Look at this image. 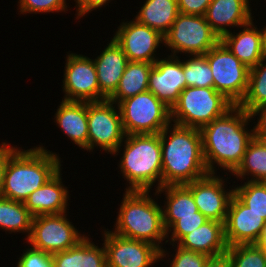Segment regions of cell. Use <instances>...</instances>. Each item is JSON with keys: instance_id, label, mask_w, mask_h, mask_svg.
I'll return each mask as SVG.
<instances>
[{"instance_id": "1", "label": "cell", "mask_w": 266, "mask_h": 267, "mask_svg": "<svg viewBox=\"0 0 266 267\" xmlns=\"http://www.w3.org/2000/svg\"><path fill=\"white\" fill-rule=\"evenodd\" d=\"M250 122H253L250 114L234 105L200 129L203 157L209 173L223 169L232 174L237 169L254 138V129L247 127Z\"/></svg>"}, {"instance_id": "2", "label": "cell", "mask_w": 266, "mask_h": 267, "mask_svg": "<svg viewBox=\"0 0 266 267\" xmlns=\"http://www.w3.org/2000/svg\"><path fill=\"white\" fill-rule=\"evenodd\" d=\"M160 144L162 187L187 184L209 173L199 129L170 123L160 132Z\"/></svg>"}, {"instance_id": "3", "label": "cell", "mask_w": 266, "mask_h": 267, "mask_svg": "<svg viewBox=\"0 0 266 267\" xmlns=\"http://www.w3.org/2000/svg\"><path fill=\"white\" fill-rule=\"evenodd\" d=\"M61 162L59 153L40 144L28 150L16 147L9 154L0 196L24 202L61 169Z\"/></svg>"}, {"instance_id": "4", "label": "cell", "mask_w": 266, "mask_h": 267, "mask_svg": "<svg viewBox=\"0 0 266 267\" xmlns=\"http://www.w3.org/2000/svg\"><path fill=\"white\" fill-rule=\"evenodd\" d=\"M120 151L122 157L118 168L126 183H129L126 191H150L152 187L155 190L162 187L160 133L126 135L114 152V157Z\"/></svg>"}, {"instance_id": "5", "label": "cell", "mask_w": 266, "mask_h": 267, "mask_svg": "<svg viewBox=\"0 0 266 267\" xmlns=\"http://www.w3.org/2000/svg\"><path fill=\"white\" fill-rule=\"evenodd\" d=\"M123 195L111 232L127 239L149 242L160 250L165 248L162 241L167 239V231L162 205L152 198L150 191H125Z\"/></svg>"}, {"instance_id": "6", "label": "cell", "mask_w": 266, "mask_h": 267, "mask_svg": "<svg viewBox=\"0 0 266 267\" xmlns=\"http://www.w3.org/2000/svg\"><path fill=\"white\" fill-rule=\"evenodd\" d=\"M233 106L214 88L186 87L171 109V123L200 130Z\"/></svg>"}, {"instance_id": "7", "label": "cell", "mask_w": 266, "mask_h": 267, "mask_svg": "<svg viewBox=\"0 0 266 267\" xmlns=\"http://www.w3.org/2000/svg\"><path fill=\"white\" fill-rule=\"evenodd\" d=\"M118 106L126 135L159 134L171 123V109L148 90Z\"/></svg>"}, {"instance_id": "8", "label": "cell", "mask_w": 266, "mask_h": 267, "mask_svg": "<svg viewBox=\"0 0 266 267\" xmlns=\"http://www.w3.org/2000/svg\"><path fill=\"white\" fill-rule=\"evenodd\" d=\"M220 37L211 29L205 16L179 13L169 31L164 35V46L170 55H204Z\"/></svg>"}, {"instance_id": "9", "label": "cell", "mask_w": 266, "mask_h": 267, "mask_svg": "<svg viewBox=\"0 0 266 267\" xmlns=\"http://www.w3.org/2000/svg\"><path fill=\"white\" fill-rule=\"evenodd\" d=\"M204 56L212 71L213 88L234 105H239L248 89L250 69L221 41Z\"/></svg>"}, {"instance_id": "10", "label": "cell", "mask_w": 266, "mask_h": 267, "mask_svg": "<svg viewBox=\"0 0 266 267\" xmlns=\"http://www.w3.org/2000/svg\"><path fill=\"white\" fill-rule=\"evenodd\" d=\"M87 121L88 151L99 147L113 155L126 137L119 106L109 100L87 102Z\"/></svg>"}, {"instance_id": "11", "label": "cell", "mask_w": 266, "mask_h": 267, "mask_svg": "<svg viewBox=\"0 0 266 267\" xmlns=\"http://www.w3.org/2000/svg\"><path fill=\"white\" fill-rule=\"evenodd\" d=\"M67 214L66 212L33 217L26 243L51 255L76 246L86 236L74 227Z\"/></svg>"}, {"instance_id": "12", "label": "cell", "mask_w": 266, "mask_h": 267, "mask_svg": "<svg viewBox=\"0 0 266 267\" xmlns=\"http://www.w3.org/2000/svg\"><path fill=\"white\" fill-rule=\"evenodd\" d=\"M65 59L63 100L100 102V87L94 60L69 51Z\"/></svg>"}, {"instance_id": "13", "label": "cell", "mask_w": 266, "mask_h": 267, "mask_svg": "<svg viewBox=\"0 0 266 267\" xmlns=\"http://www.w3.org/2000/svg\"><path fill=\"white\" fill-rule=\"evenodd\" d=\"M107 267H154L160 261V249L141 240L127 239L102 229Z\"/></svg>"}, {"instance_id": "14", "label": "cell", "mask_w": 266, "mask_h": 267, "mask_svg": "<svg viewBox=\"0 0 266 267\" xmlns=\"http://www.w3.org/2000/svg\"><path fill=\"white\" fill-rule=\"evenodd\" d=\"M113 34L114 40L121 46L128 61L155 63L159 57L157 50L164 45V36L147 25L140 24L134 18L120 23Z\"/></svg>"}, {"instance_id": "15", "label": "cell", "mask_w": 266, "mask_h": 267, "mask_svg": "<svg viewBox=\"0 0 266 267\" xmlns=\"http://www.w3.org/2000/svg\"><path fill=\"white\" fill-rule=\"evenodd\" d=\"M227 178L216 173H208L206 176L185 184L192 193L194 201L200 211L208 220L225 223L228 205L234 189L227 188Z\"/></svg>"}, {"instance_id": "16", "label": "cell", "mask_w": 266, "mask_h": 267, "mask_svg": "<svg viewBox=\"0 0 266 267\" xmlns=\"http://www.w3.org/2000/svg\"><path fill=\"white\" fill-rule=\"evenodd\" d=\"M167 55L159 58L149 73L148 91L170 109L177 103L180 93L187 87L183 59Z\"/></svg>"}, {"instance_id": "17", "label": "cell", "mask_w": 266, "mask_h": 267, "mask_svg": "<svg viewBox=\"0 0 266 267\" xmlns=\"http://www.w3.org/2000/svg\"><path fill=\"white\" fill-rule=\"evenodd\" d=\"M265 223L264 218L251 211L233 194L224 223L228 247L237 244H255Z\"/></svg>"}, {"instance_id": "18", "label": "cell", "mask_w": 266, "mask_h": 267, "mask_svg": "<svg viewBox=\"0 0 266 267\" xmlns=\"http://www.w3.org/2000/svg\"><path fill=\"white\" fill-rule=\"evenodd\" d=\"M100 52V55L93 60L100 87V101H104L108 100L116 91L128 59L113 37Z\"/></svg>"}, {"instance_id": "19", "label": "cell", "mask_w": 266, "mask_h": 267, "mask_svg": "<svg viewBox=\"0 0 266 267\" xmlns=\"http://www.w3.org/2000/svg\"><path fill=\"white\" fill-rule=\"evenodd\" d=\"M61 171L62 168L24 201L25 207L34 217L66 213L69 210V191L62 182Z\"/></svg>"}, {"instance_id": "20", "label": "cell", "mask_w": 266, "mask_h": 267, "mask_svg": "<svg viewBox=\"0 0 266 267\" xmlns=\"http://www.w3.org/2000/svg\"><path fill=\"white\" fill-rule=\"evenodd\" d=\"M249 0H212L205 13L211 29L221 38L230 28L248 24L254 16Z\"/></svg>"}, {"instance_id": "21", "label": "cell", "mask_w": 266, "mask_h": 267, "mask_svg": "<svg viewBox=\"0 0 266 267\" xmlns=\"http://www.w3.org/2000/svg\"><path fill=\"white\" fill-rule=\"evenodd\" d=\"M54 123L68 139L88 152L87 102L63 100L54 114Z\"/></svg>"}, {"instance_id": "22", "label": "cell", "mask_w": 266, "mask_h": 267, "mask_svg": "<svg viewBox=\"0 0 266 267\" xmlns=\"http://www.w3.org/2000/svg\"><path fill=\"white\" fill-rule=\"evenodd\" d=\"M253 20L243 25L238 33L230 31L220 38V41L249 69L264 58L260 28H257Z\"/></svg>"}, {"instance_id": "23", "label": "cell", "mask_w": 266, "mask_h": 267, "mask_svg": "<svg viewBox=\"0 0 266 267\" xmlns=\"http://www.w3.org/2000/svg\"><path fill=\"white\" fill-rule=\"evenodd\" d=\"M177 245L183 249L208 256L226 253L228 245L225 239L224 223L208 220L194 231L185 235Z\"/></svg>"}, {"instance_id": "24", "label": "cell", "mask_w": 266, "mask_h": 267, "mask_svg": "<svg viewBox=\"0 0 266 267\" xmlns=\"http://www.w3.org/2000/svg\"><path fill=\"white\" fill-rule=\"evenodd\" d=\"M87 235L76 246L52 254L53 267H107L106 250Z\"/></svg>"}, {"instance_id": "25", "label": "cell", "mask_w": 266, "mask_h": 267, "mask_svg": "<svg viewBox=\"0 0 266 267\" xmlns=\"http://www.w3.org/2000/svg\"><path fill=\"white\" fill-rule=\"evenodd\" d=\"M155 191L154 197L156 195L161 197L162 193L166 197L162 206L166 231L177 221V216H197V205L190 189L185 184L166 185Z\"/></svg>"}, {"instance_id": "26", "label": "cell", "mask_w": 266, "mask_h": 267, "mask_svg": "<svg viewBox=\"0 0 266 267\" xmlns=\"http://www.w3.org/2000/svg\"><path fill=\"white\" fill-rule=\"evenodd\" d=\"M136 13L134 19L137 22L157 30L164 36L180 12L177 0H145Z\"/></svg>"}, {"instance_id": "27", "label": "cell", "mask_w": 266, "mask_h": 267, "mask_svg": "<svg viewBox=\"0 0 266 267\" xmlns=\"http://www.w3.org/2000/svg\"><path fill=\"white\" fill-rule=\"evenodd\" d=\"M153 63L128 61L119 85L108 99L117 105L129 97L148 90V79Z\"/></svg>"}, {"instance_id": "28", "label": "cell", "mask_w": 266, "mask_h": 267, "mask_svg": "<svg viewBox=\"0 0 266 267\" xmlns=\"http://www.w3.org/2000/svg\"><path fill=\"white\" fill-rule=\"evenodd\" d=\"M33 215L25 207L24 202L14 201L0 196V229L6 233H24L28 239Z\"/></svg>"}, {"instance_id": "29", "label": "cell", "mask_w": 266, "mask_h": 267, "mask_svg": "<svg viewBox=\"0 0 266 267\" xmlns=\"http://www.w3.org/2000/svg\"><path fill=\"white\" fill-rule=\"evenodd\" d=\"M226 175L227 178L228 175H234L241 181L266 182V149L253 138L248 144L241 164L232 174Z\"/></svg>"}, {"instance_id": "30", "label": "cell", "mask_w": 266, "mask_h": 267, "mask_svg": "<svg viewBox=\"0 0 266 267\" xmlns=\"http://www.w3.org/2000/svg\"><path fill=\"white\" fill-rule=\"evenodd\" d=\"M238 106L249 114L259 107L266 106V57L250 69L248 89Z\"/></svg>"}, {"instance_id": "31", "label": "cell", "mask_w": 266, "mask_h": 267, "mask_svg": "<svg viewBox=\"0 0 266 267\" xmlns=\"http://www.w3.org/2000/svg\"><path fill=\"white\" fill-rule=\"evenodd\" d=\"M233 189L234 195L244 205L266 220V182L244 181Z\"/></svg>"}, {"instance_id": "32", "label": "cell", "mask_w": 266, "mask_h": 267, "mask_svg": "<svg viewBox=\"0 0 266 267\" xmlns=\"http://www.w3.org/2000/svg\"><path fill=\"white\" fill-rule=\"evenodd\" d=\"M187 58L183 59L187 87L213 88L212 71L205 56L195 55Z\"/></svg>"}, {"instance_id": "33", "label": "cell", "mask_w": 266, "mask_h": 267, "mask_svg": "<svg viewBox=\"0 0 266 267\" xmlns=\"http://www.w3.org/2000/svg\"><path fill=\"white\" fill-rule=\"evenodd\" d=\"M231 267H266V251L255 244H237L228 247Z\"/></svg>"}, {"instance_id": "34", "label": "cell", "mask_w": 266, "mask_h": 267, "mask_svg": "<svg viewBox=\"0 0 266 267\" xmlns=\"http://www.w3.org/2000/svg\"><path fill=\"white\" fill-rule=\"evenodd\" d=\"M172 245L173 249H174V253L173 255H169V251H167V249H162L160 251V261H164L165 258L168 261L167 263L170 262L169 267H205V264L209 258L208 255L203 254V253H199V252H194L191 250H186L181 248L180 246L176 245V244H170V246ZM166 250V251H165ZM168 252V253H167ZM168 255V256H167ZM173 257L168 258L167 257Z\"/></svg>"}, {"instance_id": "35", "label": "cell", "mask_w": 266, "mask_h": 267, "mask_svg": "<svg viewBox=\"0 0 266 267\" xmlns=\"http://www.w3.org/2000/svg\"><path fill=\"white\" fill-rule=\"evenodd\" d=\"M206 221L208 219L200 211L197 212V216H177V221L167 230L168 240L164 242L165 245L168 242L169 244H177L185 235L194 231Z\"/></svg>"}, {"instance_id": "36", "label": "cell", "mask_w": 266, "mask_h": 267, "mask_svg": "<svg viewBox=\"0 0 266 267\" xmlns=\"http://www.w3.org/2000/svg\"><path fill=\"white\" fill-rule=\"evenodd\" d=\"M66 0H19L18 8L20 14H39L68 11Z\"/></svg>"}, {"instance_id": "37", "label": "cell", "mask_w": 266, "mask_h": 267, "mask_svg": "<svg viewBox=\"0 0 266 267\" xmlns=\"http://www.w3.org/2000/svg\"><path fill=\"white\" fill-rule=\"evenodd\" d=\"M17 258L16 267H53L52 255L28 245Z\"/></svg>"}, {"instance_id": "38", "label": "cell", "mask_w": 266, "mask_h": 267, "mask_svg": "<svg viewBox=\"0 0 266 267\" xmlns=\"http://www.w3.org/2000/svg\"><path fill=\"white\" fill-rule=\"evenodd\" d=\"M212 0H177L179 12L183 14L205 16Z\"/></svg>"}, {"instance_id": "39", "label": "cell", "mask_w": 266, "mask_h": 267, "mask_svg": "<svg viewBox=\"0 0 266 267\" xmlns=\"http://www.w3.org/2000/svg\"><path fill=\"white\" fill-rule=\"evenodd\" d=\"M112 0H74L76 8V19H81L88 13H91L93 10L100 9L102 6L106 7L107 3Z\"/></svg>"}, {"instance_id": "40", "label": "cell", "mask_w": 266, "mask_h": 267, "mask_svg": "<svg viewBox=\"0 0 266 267\" xmlns=\"http://www.w3.org/2000/svg\"><path fill=\"white\" fill-rule=\"evenodd\" d=\"M255 116H257V124H254L253 127L254 135H266V106L259 107L250 113V117L254 121Z\"/></svg>"}, {"instance_id": "41", "label": "cell", "mask_w": 266, "mask_h": 267, "mask_svg": "<svg viewBox=\"0 0 266 267\" xmlns=\"http://www.w3.org/2000/svg\"><path fill=\"white\" fill-rule=\"evenodd\" d=\"M17 146H11L8 144L7 141H3L0 144V195L3 187V179H4V172L7 165V161L9 158V154L16 148Z\"/></svg>"}, {"instance_id": "42", "label": "cell", "mask_w": 266, "mask_h": 267, "mask_svg": "<svg viewBox=\"0 0 266 267\" xmlns=\"http://www.w3.org/2000/svg\"><path fill=\"white\" fill-rule=\"evenodd\" d=\"M205 267H231L229 254L226 252L217 256H209Z\"/></svg>"}, {"instance_id": "43", "label": "cell", "mask_w": 266, "mask_h": 267, "mask_svg": "<svg viewBox=\"0 0 266 267\" xmlns=\"http://www.w3.org/2000/svg\"><path fill=\"white\" fill-rule=\"evenodd\" d=\"M255 245H257L260 249H263L264 251H266V223L263 226L261 234L257 242L255 243Z\"/></svg>"}, {"instance_id": "44", "label": "cell", "mask_w": 266, "mask_h": 267, "mask_svg": "<svg viewBox=\"0 0 266 267\" xmlns=\"http://www.w3.org/2000/svg\"><path fill=\"white\" fill-rule=\"evenodd\" d=\"M261 32V41H262V51L264 57H266V26L260 29Z\"/></svg>"}, {"instance_id": "45", "label": "cell", "mask_w": 266, "mask_h": 267, "mask_svg": "<svg viewBox=\"0 0 266 267\" xmlns=\"http://www.w3.org/2000/svg\"><path fill=\"white\" fill-rule=\"evenodd\" d=\"M254 138L266 149V135H254Z\"/></svg>"}]
</instances>
